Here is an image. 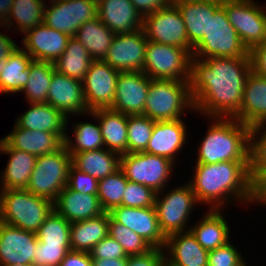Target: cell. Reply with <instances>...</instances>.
I'll use <instances>...</instances> for the list:
<instances>
[{
    "mask_svg": "<svg viewBox=\"0 0 266 266\" xmlns=\"http://www.w3.org/2000/svg\"><path fill=\"white\" fill-rule=\"evenodd\" d=\"M250 72V57H192L189 87L194 111L207 119L235 118Z\"/></svg>",
    "mask_w": 266,
    "mask_h": 266,
    "instance_id": "6da1fadb",
    "label": "cell"
},
{
    "mask_svg": "<svg viewBox=\"0 0 266 266\" xmlns=\"http://www.w3.org/2000/svg\"><path fill=\"white\" fill-rule=\"evenodd\" d=\"M194 164L193 176L187 183L194 192L199 206L208 205V209H224L228 203L232 204L234 201L240 202L241 205L245 203L247 207L248 204H252L253 183L250 177V162Z\"/></svg>",
    "mask_w": 266,
    "mask_h": 266,
    "instance_id": "7a4b0ae2",
    "label": "cell"
},
{
    "mask_svg": "<svg viewBox=\"0 0 266 266\" xmlns=\"http://www.w3.org/2000/svg\"><path fill=\"white\" fill-rule=\"evenodd\" d=\"M195 163L250 162L251 128L235 118H208ZM212 120V121H211Z\"/></svg>",
    "mask_w": 266,
    "mask_h": 266,
    "instance_id": "3957f363",
    "label": "cell"
},
{
    "mask_svg": "<svg viewBox=\"0 0 266 266\" xmlns=\"http://www.w3.org/2000/svg\"><path fill=\"white\" fill-rule=\"evenodd\" d=\"M53 202L26 189L0 190V221L36 233L53 212Z\"/></svg>",
    "mask_w": 266,
    "mask_h": 266,
    "instance_id": "277c9868",
    "label": "cell"
},
{
    "mask_svg": "<svg viewBox=\"0 0 266 266\" xmlns=\"http://www.w3.org/2000/svg\"><path fill=\"white\" fill-rule=\"evenodd\" d=\"M188 110L194 112L189 81H150L143 115L154 121H172L184 119Z\"/></svg>",
    "mask_w": 266,
    "mask_h": 266,
    "instance_id": "5b68a950",
    "label": "cell"
},
{
    "mask_svg": "<svg viewBox=\"0 0 266 266\" xmlns=\"http://www.w3.org/2000/svg\"><path fill=\"white\" fill-rule=\"evenodd\" d=\"M192 57L202 60L214 57H249L247 48L228 21L222 6L215 13H209L207 35L193 48Z\"/></svg>",
    "mask_w": 266,
    "mask_h": 266,
    "instance_id": "8992f818",
    "label": "cell"
},
{
    "mask_svg": "<svg viewBox=\"0 0 266 266\" xmlns=\"http://www.w3.org/2000/svg\"><path fill=\"white\" fill-rule=\"evenodd\" d=\"M166 188L168 187L157 192L154 207L160 230L165 237H168L174 233L189 231V217H193L191 214L198 202L190 185L186 182L169 189L171 191ZM165 191H167L166 194Z\"/></svg>",
    "mask_w": 266,
    "mask_h": 266,
    "instance_id": "52a82bcc",
    "label": "cell"
},
{
    "mask_svg": "<svg viewBox=\"0 0 266 266\" xmlns=\"http://www.w3.org/2000/svg\"><path fill=\"white\" fill-rule=\"evenodd\" d=\"M71 155L65 145L59 150L37 156L26 190L54 202L67 186Z\"/></svg>",
    "mask_w": 266,
    "mask_h": 266,
    "instance_id": "ba28073f",
    "label": "cell"
},
{
    "mask_svg": "<svg viewBox=\"0 0 266 266\" xmlns=\"http://www.w3.org/2000/svg\"><path fill=\"white\" fill-rule=\"evenodd\" d=\"M192 54L184 48L148 40L143 71L156 80H190Z\"/></svg>",
    "mask_w": 266,
    "mask_h": 266,
    "instance_id": "9c48e42d",
    "label": "cell"
},
{
    "mask_svg": "<svg viewBox=\"0 0 266 266\" xmlns=\"http://www.w3.org/2000/svg\"><path fill=\"white\" fill-rule=\"evenodd\" d=\"M175 163L146 152L126 153L120 158V169L128 181L143 184L155 192L167 187Z\"/></svg>",
    "mask_w": 266,
    "mask_h": 266,
    "instance_id": "30bf717a",
    "label": "cell"
},
{
    "mask_svg": "<svg viewBox=\"0 0 266 266\" xmlns=\"http://www.w3.org/2000/svg\"><path fill=\"white\" fill-rule=\"evenodd\" d=\"M228 21L249 51L266 42V8L255 0H222Z\"/></svg>",
    "mask_w": 266,
    "mask_h": 266,
    "instance_id": "8fae6325",
    "label": "cell"
},
{
    "mask_svg": "<svg viewBox=\"0 0 266 266\" xmlns=\"http://www.w3.org/2000/svg\"><path fill=\"white\" fill-rule=\"evenodd\" d=\"M44 23L55 30L75 36L80 26L97 17V0H47Z\"/></svg>",
    "mask_w": 266,
    "mask_h": 266,
    "instance_id": "7c38bea8",
    "label": "cell"
},
{
    "mask_svg": "<svg viewBox=\"0 0 266 266\" xmlns=\"http://www.w3.org/2000/svg\"><path fill=\"white\" fill-rule=\"evenodd\" d=\"M143 30L148 40L187 49L191 54L185 23L177 6H169L144 17Z\"/></svg>",
    "mask_w": 266,
    "mask_h": 266,
    "instance_id": "4fadbf2b",
    "label": "cell"
},
{
    "mask_svg": "<svg viewBox=\"0 0 266 266\" xmlns=\"http://www.w3.org/2000/svg\"><path fill=\"white\" fill-rule=\"evenodd\" d=\"M147 42L143 29L115 34L103 61L119 72L143 71Z\"/></svg>",
    "mask_w": 266,
    "mask_h": 266,
    "instance_id": "5bb4252c",
    "label": "cell"
},
{
    "mask_svg": "<svg viewBox=\"0 0 266 266\" xmlns=\"http://www.w3.org/2000/svg\"><path fill=\"white\" fill-rule=\"evenodd\" d=\"M119 71L103 60H94L82 81L89 111L113 105Z\"/></svg>",
    "mask_w": 266,
    "mask_h": 266,
    "instance_id": "9a60e30c",
    "label": "cell"
},
{
    "mask_svg": "<svg viewBox=\"0 0 266 266\" xmlns=\"http://www.w3.org/2000/svg\"><path fill=\"white\" fill-rule=\"evenodd\" d=\"M151 80L142 71L120 72L110 108L125 115H143Z\"/></svg>",
    "mask_w": 266,
    "mask_h": 266,
    "instance_id": "2e32d148",
    "label": "cell"
},
{
    "mask_svg": "<svg viewBox=\"0 0 266 266\" xmlns=\"http://www.w3.org/2000/svg\"><path fill=\"white\" fill-rule=\"evenodd\" d=\"M47 103L59 110L68 120L71 115L79 117L89 112L84 98L83 83L56 70L52 74Z\"/></svg>",
    "mask_w": 266,
    "mask_h": 266,
    "instance_id": "e0dca14e",
    "label": "cell"
},
{
    "mask_svg": "<svg viewBox=\"0 0 266 266\" xmlns=\"http://www.w3.org/2000/svg\"><path fill=\"white\" fill-rule=\"evenodd\" d=\"M109 215L141 236L153 248H164L166 237L160 230L155 207L117 206L109 212Z\"/></svg>",
    "mask_w": 266,
    "mask_h": 266,
    "instance_id": "ac0fdd59",
    "label": "cell"
},
{
    "mask_svg": "<svg viewBox=\"0 0 266 266\" xmlns=\"http://www.w3.org/2000/svg\"><path fill=\"white\" fill-rule=\"evenodd\" d=\"M22 38V48L38 61L54 62L66 49L70 36L48 27L45 23L27 30Z\"/></svg>",
    "mask_w": 266,
    "mask_h": 266,
    "instance_id": "d6986e66",
    "label": "cell"
},
{
    "mask_svg": "<svg viewBox=\"0 0 266 266\" xmlns=\"http://www.w3.org/2000/svg\"><path fill=\"white\" fill-rule=\"evenodd\" d=\"M37 242L36 233L0 221V266L32 264Z\"/></svg>",
    "mask_w": 266,
    "mask_h": 266,
    "instance_id": "ffe728a7",
    "label": "cell"
},
{
    "mask_svg": "<svg viewBox=\"0 0 266 266\" xmlns=\"http://www.w3.org/2000/svg\"><path fill=\"white\" fill-rule=\"evenodd\" d=\"M183 119L172 121H155L151 138L144 152L162 156L170 161L177 163L175 160L178 153L182 152L188 141V129Z\"/></svg>",
    "mask_w": 266,
    "mask_h": 266,
    "instance_id": "44dd1931",
    "label": "cell"
},
{
    "mask_svg": "<svg viewBox=\"0 0 266 266\" xmlns=\"http://www.w3.org/2000/svg\"><path fill=\"white\" fill-rule=\"evenodd\" d=\"M97 17L115 34L143 29L144 18L130 0H97Z\"/></svg>",
    "mask_w": 266,
    "mask_h": 266,
    "instance_id": "7402d4cb",
    "label": "cell"
},
{
    "mask_svg": "<svg viewBox=\"0 0 266 266\" xmlns=\"http://www.w3.org/2000/svg\"><path fill=\"white\" fill-rule=\"evenodd\" d=\"M182 15L190 47L193 49L208 32L209 13H215L222 0H173Z\"/></svg>",
    "mask_w": 266,
    "mask_h": 266,
    "instance_id": "603a6c76",
    "label": "cell"
},
{
    "mask_svg": "<svg viewBox=\"0 0 266 266\" xmlns=\"http://www.w3.org/2000/svg\"><path fill=\"white\" fill-rule=\"evenodd\" d=\"M0 154L9 155L5 169L0 171V190L26 189L37 156L12 148L3 138L0 139Z\"/></svg>",
    "mask_w": 266,
    "mask_h": 266,
    "instance_id": "cb8c5ba5",
    "label": "cell"
},
{
    "mask_svg": "<svg viewBox=\"0 0 266 266\" xmlns=\"http://www.w3.org/2000/svg\"><path fill=\"white\" fill-rule=\"evenodd\" d=\"M53 208L70 223L95 218L105 213L97 195L82 194L67 186L53 202Z\"/></svg>",
    "mask_w": 266,
    "mask_h": 266,
    "instance_id": "d4e9b609",
    "label": "cell"
},
{
    "mask_svg": "<svg viewBox=\"0 0 266 266\" xmlns=\"http://www.w3.org/2000/svg\"><path fill=\"white\" fill-rule=\"evenodd\" d=\"M165 260L173 266H208V253L190 231L166 237Z\"/></svg>",
    "mask_w": 266,
    "mask_h": 266,
    "instance_id": "484cf974",
    "label": "cell"
},
{
    "mask_svg": "<svg viewBox=\"0 0 266 266\" xmlns=\"http://www.w3.org/2000/svg\"><path fill=\"white\" fill-rule=\"evenodd\" d=\"M235 119L250 128L266 123V78L250 72L245 82L240 112Z\"/></svg>",
    "mask_w": 266,
    "mask_h": 266,
    "instance_id": "4316f807",
    "label": "cell"
},
{
    "mask_svg": "<svg viewBox=\"0 0 266 266\" xmlns=\"http://www.w3.org/2000/svg\"><path fill=\"white\" fill-rule=\"evenodd\" d=\"M30 106L23 114L15 119V123L20 128L53 132L58 134L63 140L68 129V118L59 110L48 103H28Z\"/></svg>",
    "mask_w": 266,
    "mask_h": 266,
    "instance_id": "83f0119b",
    "label": "cell"
},
{
    "mask_svg": "<svg viewBox=\"0 0 266 266\" xmlns=\"http://www.w3.org/2000/svg\"><path fill=\"white\" fill-rule=\"evenodd\" d=\"M203 218L191 225L189 231L207 251L222 247L231 241L230 225L223 209H206Z\"/></svg>",
    "mask_w": 266,
    "mask_h": 266,
    "instance_id": "f1b7e54d",
    "label": "cell"
},
{
    "mask_svg": "<svg viewBox=\"0 0 266 266\" xmlns=\"http://www.w3.org/2000/svg\"><path fill=\"white\" fill-rule=\"evenodd\" d=\"M2 138L12 147L36 156L53 153L64 145V140L56 133L20 128L16 123Z\"/></svg>",
    "mask_w": 266,
    "mask_h": 266,
    "instance_id": "f546056e",
    "label": "cell"
},
{
    "mask_svg": "<svg viewBox=\"0 0 266 266\" xmlns=\"http://www.w3.org/2000/svg\"><path fill=\"white\" fill-rule=\"evenodd\" d=\"M92 112L98 119L105 148L120 155L126 154L128 115L111 108H99Z\"/></svg>",
    "mask_w": 266,
    "mask_h": 266,
    "instance_id": "4dcf8cb0",
    "label": "cell"
},
{
    "mask_svg": "<svg viewBox=\"0 0 266 266\" xmlns=\"http://www.w3.org/2000/svg\"><path fill=\"white\" fill-rule=\"evenodd\" d=\"M33 58L21 47L0 62V94H17L29 79V65Z\"/></svg>",
    "mask_w": 266,
    "mask_h": 266,
    "instance_id": "1f68e13d",
    "label": "cell"
},
{
    "mask_svg": "<svg viewBox=\"0 0 266 266\" xmlns=\"http://www.w3.org/2000/svg\"><path fill=\"white\" fill-rule=\"evenodd\" d=\"M109 235V212L70 224L72 251L87 252Z\"/></svg>",
    "mask_w": 266,
    "mask_h": 266,
    "instance_id": "d6a6232c",
    "label": "cell"
},
{
    "mask_svg": "<svg viewBox=\"0 0 266 266\" xmlns=\"http://www.w3.org/2000/svg\"><path fill=\"white\" fill-rule=\"evenodd\" d=\"M71 164L80 171L100 180L120 169L121 155L106 148L70 153Z\"/></svg>",
    "mask_w": 266,
    "mask_h": 266,
    "instance_id": "836d02e7",
    "label": "cell"
},
{
    "mask_svg": "<svg viewBox=\"0 0 266 266\" xmlns=\"http://www.w3.org/2000/svg\"><path fill=\"white\" fill-rule=\"evenodd\" d=\"M74 37L86 48L93 60H103L107 55L115 33L96 17L83 23Z\"/></svg>",
    "mask_w": 266,
    "mask_h": 266,
    "instance_id": "e575fe53",
    "label": "cell"
},
{
    "mask_svg": "<svg viewBox=\"0 0 266 266\" xmlns=\"http://www.w3.org/2000/svg\"><path fill=\"white\" fill-rule=\"evenodd\" d=\"M93 61L86 48L72 36L63 54L53 64L57 72L82 82Z\"/></svg>",
    "mask_w": 266,
    "mask_h": 266,
    "instance_id": "d590c367",
    "label": "cell"
},
{
    "mask_svg": "<svg viewBox=\"0 0 266 266\" xmlns=\"http://www.w3.org/2000/svg\"><path fill=\"white\" fill-rule=\"evenodd\" d=\"M84 116H89L91 119L94 117L97 124L88 121H77L71 125L74 130L69 131L73 132L74 138L71 139L68 132H66L64 139V145L69 153H80L105 148L96 115L92 111H89Z\"/></svg>",
    "mask_w": 266,
    "mask_h": 266,
    "instance_id": "8d00e7d4",
    "label": "cell"
},
{
    "mask_svg": "<svg viewBox=\"0 0 266 266\" xmlns=\"http://www.w3.org/2000/svg\"><path fill=\"white\" fill-rule=\"evenodd\" d=\"M45 2V0H14L7 17L5 30L16 31L18 29L22 35L27 30L44 23Z\"/></svg>",
    "mask_w": 266,
    "mask_h": 266,
    "instance_id": "74e56055",
    "label": "cell"
},
{
    "mask_svg": "<svg viewBox=\"0 0 266 266\" xmlns=\"http://www.w3.org/2000/svg\"><path fill=\"white\" fill-rule=\"evenodd\" d=\"M54 64L48 61L32 60L29 65V79L20 92L27 103H47L48 90L51 85Z\"/></svg>",
    "mask_w": 266,
    "mask_h": 266,
    "instance_id": "f35d334b",
    "label": "cell"
},
{
    "mask_svg": "<svg viewBox=\"0 0 266 266\" xmlns=\"http://www.w3.org/2000/svg\"><path fill=\"white\" fill-rule=\"evenodd\" d=\"M127 178L121 169L98 180V199L105 212L121 206L123 193L127 185Z\"/></svg>",
    "mask_w": 266,
    "mask_h": 266,
    "instance_id": "ab89813d",
    "label": "cell"
},
{
    "mask_svg": "<svg viewBox=\"0 0 266 266\" xmlns=\"http://www.w3.org/2000/svg\"><path fill=\"white\" fill-rule=\"evenodd\" d=\"M70 224L53 210L38 228L37 240L43 244L70 245Z\"/></svg>",
    "mask_w": 266,
    "mask_h": 266,
    "instance_id": "60d3db41",
    "label": "cell"
},
{
    "mask_svg": "<svg viewBox=\"0 0 266 266\" xmlns=\"http://www.w3.org/2000/svg\"><path fill=\"white\" fill-rule=\"evenodd\" d=\"M155 121L145 115H128L127 153L144 152L152 135Z\"/></svg>",
    "mask_w": 266,
    "mask_h": 266,
    "instance_id": "b9f144b4",
    "label": "cell"
},
{
    "mask_svg": "<svg viewBox=\"0 0 266 266\" xmlns=\"http://www.w3.org/2000/svg\"><path fill=\"white\" fill-rule=\"evenodd\" d=\"M266 172V127L257 125L250 131V177L254 183Z\"/></svg>",
    "mask_w": 266,
    "mask_h": 266,
    "instance_id": "7bdbcfd3",
    "label": "cell"
},
{
    "mask_svg": "<svg viewBox=\"0 0 266 266\" xmlns=\"http://www.w3.org/2000/svg\"><path fill=\"white\" fill-rule=\"evenodd\" d=\"M109 236L115 239L123 248L127 256L143 254L152 246L134 231L115 221L109 215Z\"/></svg>",
    "mask_w": 266,
    "mask_h": 266,
    "instance_id": "ee69618b",
    "label": "cell"
},
{
    "mask_svg": "<svg viewBox=\"0 0 266 266\" xmlns=\"http://www.w3.org/2000/svg\"><path fill=\"white\" fill-rule=\"evenodd\" d=\"M156 194L153 189L143 184L127 182L121 206L132 208L154 207Z\"/></svg>",
    "mask_w": 266,
    "mask_h": 266,
    "instance_id": "f6af8a7d",
    "label": "cell"
},
{
    "mask_svg": "<svg viewBox=\"0 0 266 266\" xmlns=\"http://www.w3.org/2000/svg\"><path fill=\"white\" fill-rule=\"evenodd\" d=\"M69 251H71V245L43 244L38 241L32 264L34 266H59Z\"/></svg>",
    "mask_w": 266,
    "mask_h": 266,
    "instance_id": "bcb514c9",
    "label": "cell"
},
{
    "mask_svg": "<svg viewBox=\"0 0 266 266\" xmlns=\"http://www.w3.org/2000/svg\"><path fill=\"white\" fill-rule=\"evenodd\" d=\"M241 253L230 241L222 247L209 251L208 266H235L244 259Z\"/></svg>",
    "mask_w": 266,
    "mask_h": 266,
    "instance_id": "7dc6e473",
    "label": "cell"
},
{
    "mask_svg": "<svg viewBox=\"0 0 266 266\" xmlns=\"http://www.w3.org/2000/svg\"><path fill=\"white\" fill-rule=\"evenodd\" d=\"M67 187L82 194H98V180L75 168L69 167Z\"/></svg>",
    "mask_w": 266,
    "mask_h": 266,
    "instance_id": "c3c4849f",
    "label": "cell"
},
{
    "mask_svg": "<svg viewBox=\"0 0 266 266\" xmlns=\"http://www.w3.org/2000/svg\"><path fill=\"white\" fill-rule=\"evenodd\" d=\"M91 259H105V258H128L122 246L109 235L103 238L97 245H95L89 252Z\"/></svg>",
    "mask_w": 266,
    "mask_h": 266,
    "instance_id": "681fc988",
    "label": "cell"
},
{
    "mask_svg": "<svg viewBox=\"0 0 266 266\" xmlns=\"http://www.w3.org/2000/svg\"><path fill=\"white\" fill-rule=\"evenodd\" d=\"M164 259V250L152 247L143 254L129 255L127 266H161Z\"/></svg>",
    "mask_w": 266,
    "mask_h": 266,
    "instance_id": "f907efd6",
    "label": "cell"
},
{
    "mask_svg": "<svg viewBox=\"0 0 266 266\" xmlns=\"http://www.w3.org/2000/svg\"><path fill=\"white\" fill-rule=\"evenodd\" d=\"M251 71L266 78V42L257 44L248 51Z\"/></svg>",
    "mask_w": 266,
    "mask_h": 266,
    "instance_id": "816d5d0a",
    "label": "cell"
},
{
    "mask_svg": "<svg viewBox=\"0 0 266 266\" xmlns=\"http://www.w3.org/2000/svg\"><path fill=\"white\" fill-rule=\"evenodd\" d=\"M141 16L152 14L162 8L169 6L173 0H130Z\"/></svg>",
    "mask_w": 266,
    "mask_h": 266,
    "instance_id": "f5cc1de1",
    "label": "cell"
},
{
    "mask_svg": "<svg viewBox=\"0 0 266 266\" xmlns=\"http://www.w3.org/2000/svg\"><path fill=\"white\" fill-rule=\"evenodd\" d=\"M59 266H93L89 253L79 251H69Z\"/></svg>",
    "mask_w": 266,
    "mask_h": 266,
    "instance_id": "db71d44e",
    "label": "cell"
},
{
    "mask_svg": "<svg viewBox=\"0 0 266 266\" xmlns=\"http://www.w3.org/2000/svg\"><path fill=\"white\" fill-rule=\"evenodd\" d=\"M253 205H266V172L253 183Z\"/></svg>",
    "mask_w": 266,
    "mask_h": 266,
    "instance_id": "11a10c76",
    "label": "cell"
},
{
    "mask_svg": "<svg viewBox=\"0 0 266 266\" xmlns=\"http://www.w3.org/2000/svg\"><path fill=\"white\" fill-rule=\"evenodd\" d=\"M10 35H7L0 32V62L3 59H8V57L15 51L16 48L19 47L17 45V42L12 40V38L9 37Z\"/></svg>",
    "mask_w": 266,
    "mask_h": 266,
    "instance_id": "9f6ffc18",
    "label": "cell"
},
{
    "mask_svg": "<svg viewBox=\"0 0 266 266\" xmlns=\"http://www.w3.org/2000/svg\"><path fill=\"white\" fill-rule=\"evenodd\" d=\"M93 266H127V258L92 259Z\"/></svg>",
    "mask_w": 266,
    "mask_h": 266,
    "instance_id": "6f0895ef",
    "label": "cell"
},
{
    "mask_svg": "<svg viewBox=\"0 0 266 266\" xmlns=\"http://www.w3.org/2000/svg\"><path fill=\"white\" fill-rule=\"evenodd\" d=\"M14 0H0V27L5 29L7 23V17L10 13V9Z\"/></svg>",
    "mask_w": 266,
    "mask_h": 266,
    "instance_id": "680465c9",
    "label": "cell"
},
{
    "mask_svg": "<svg viewBox=\"0 0 266 266\" xmlns=\"http://www.w3.org/2000/svg\"><path fill=\"white\" fill-rule=\"evenodd\" d=\"M2 266H34L33 264H12V265H2Z\"/></svg>",
    "mask_w": 266,
    "mask_h": 266,
    "instance_id": "91938a15",
    "label": "cell"
},
{
    "mask_svg": "<svg viewBox=\"0 0 266 266\" xmlns=\"http://www.w3.org/2000/svg\"><path fill=\"white\" fill-rule=\"evenodd\" d=\"M235 266H247L246 260L243 259L241 262H239L237 265Z\"/></svg>",
    "mask_w": 266,
    "mask_h": 266,
    "instance_id": "94428289",
    "label": "cell"
},
{
    "mask_svg": "<svg viewBox=\"0 0 266 266\" xmlns=\"http://www.w3.org/2000/svg\"><path fill=\"white\" fill-rule=\"evenodd\" d=\"M161 266H173L172 264H170L169 262H167L165 259L162 262Z\"/></svg>",
    "mask_w": 266,
    "mask_h": 266,
    "instance_id": "6125c7cd",
    "label": "cell"
}]
</instances>
